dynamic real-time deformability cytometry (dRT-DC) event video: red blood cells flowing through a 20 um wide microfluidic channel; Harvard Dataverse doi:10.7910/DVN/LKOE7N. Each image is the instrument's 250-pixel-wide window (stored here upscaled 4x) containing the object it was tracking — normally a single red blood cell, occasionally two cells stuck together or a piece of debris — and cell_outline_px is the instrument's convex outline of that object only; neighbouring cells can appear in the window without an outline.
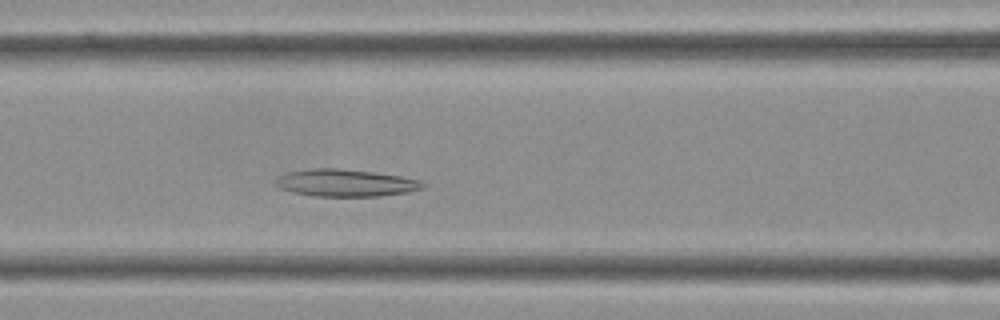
{"species": "Egyptian fruit bat (a non-hibernating species)", "species_latin": "Rousettus aegyptiacus", "temperature_condition": "cold", "stored_images_in_passage": 38, "camera_frame_rate_fps": 3000, "um_per_image_px": 0.085, "frame": {"image": 1, "passage_image": 14, "time_ms": 4.333, "image_size_px": [1000, 320], "cell_outline_px": [[424, 188], [408, 192], [380, 196], [312, 196], [292, 192], [276, 188], [272, 180], [288, 172], [308, 168], [340, 168], [372, 172], [400, 176], [420, 180], [424, 184]], "centroid_in_image_um": [29.3, 15.55], "position_along_channel_um": 137.3, "area_um2": 23.58}}
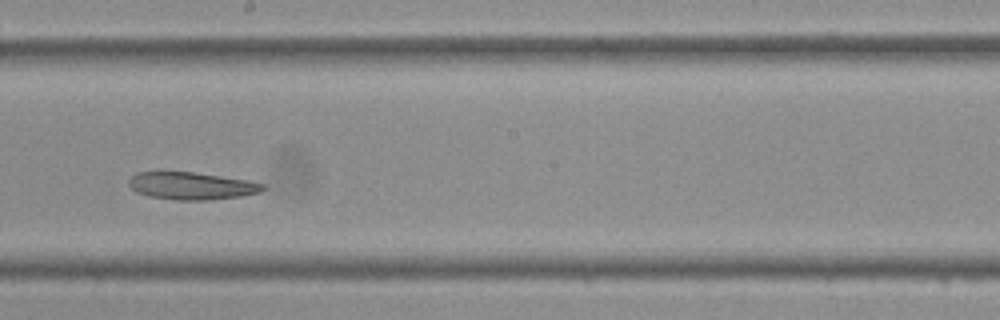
{"frame": {"image": 2, "passage_image": 20, "time_ms": 6.333, "image_size_px": [1000, 320], "cell_outline_px": [[268, 188], [260, 192], [240, 196], [208, 200], [176, 200], [148, 196], [136, 192], [128, 184], [128, 180], [136, 172], [160, 168], [192, 172], [248, 180], [264, 184]], "centroid_in_image_um": [16.2, 15.75], "position_along_channel_um": 232.0, "area_um2": 22.2}}
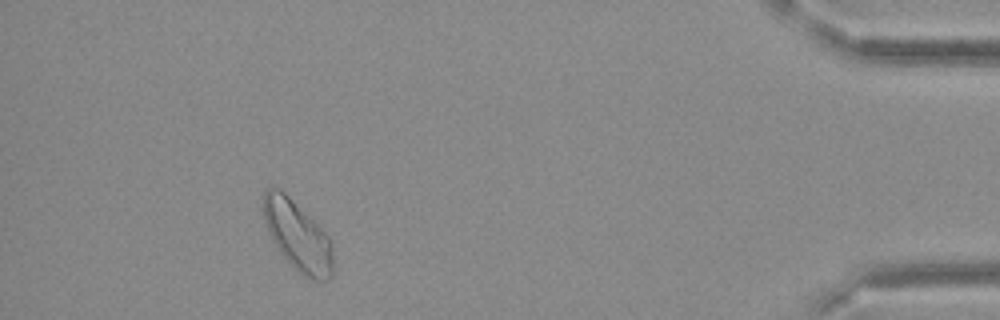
{"frame": {"image": 3, "passage_image": 35, "time_ms": 11.333, "image_size_px": [1000, 320], "cell_outline_px": [[332, 276], [328, 280], [316, 280], [300, 272], [280, 252], [268, 232], [264, 220], [264, 192], [268, 188], [280, 188], [332, 240]], "centroid_in_image_um": [25.3, 20.04], "position_along_channel_um": 409.9, "area_um2": 27.4}}